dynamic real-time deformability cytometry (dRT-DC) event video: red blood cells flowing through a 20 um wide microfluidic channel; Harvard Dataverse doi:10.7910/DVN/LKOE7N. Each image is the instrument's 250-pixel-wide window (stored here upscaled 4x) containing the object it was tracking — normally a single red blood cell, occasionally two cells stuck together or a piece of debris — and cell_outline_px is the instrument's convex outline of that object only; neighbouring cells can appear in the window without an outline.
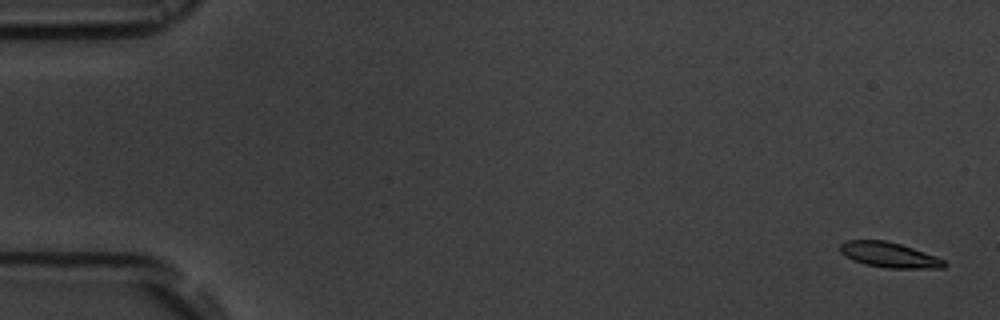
{"species": "common noctule bat (a hibernating species)", "species_latin": "Nyctalus noctula", "temperature_condition": "room temperature", "stored_images_in_passage": 4, "camera_frame_rate_fps": 3000, "um_per_image_px": 0.085, "animal": {"sex": "male", "body_mass_g": 19.5, "forearm_length_mm": 54.6}, "frame": {"image": 1, "passage_image": 1, "time_ms": 0.0, "image_size_px": [1000, 320], "cell_outline_px": [[948, 264], [944, 268], [888, 268], [864, 264], [852, 260], [840, 252], [840, 244], [848, 240], [884, 240], [900, 244], [936, 256], [944, 260]], "centroid_in_image_um": [75.58, 21.67], "position_along_channel_um": 9.4, "area_um2": 15.26}}